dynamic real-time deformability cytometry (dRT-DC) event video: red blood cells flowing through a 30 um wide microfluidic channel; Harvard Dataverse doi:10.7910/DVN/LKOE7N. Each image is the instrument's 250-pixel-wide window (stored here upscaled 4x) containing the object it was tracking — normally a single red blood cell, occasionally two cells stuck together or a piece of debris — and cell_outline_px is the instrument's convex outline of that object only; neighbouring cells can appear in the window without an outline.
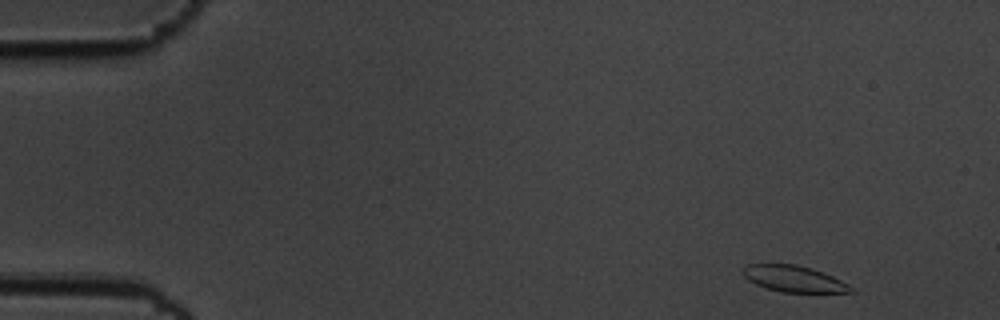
{"species": "common noctule bat (a hibernating species)", "species_latin": "Nyctalus noctula", "temperature_condition": "cold", "stored_images_in_passage": 54, "camera_frame_rate_fps": 3000, "um_per_image_px": 0.085, "animal": {"sex": "male", "body_mass_g": 19.5, "forearm_length_mm": 54.6}, "frame": {"image": 1, "passage_image": 1, "time_ms": 0.0, "image_size_px": [1000, 320], "cell_outline_px": [[856, 292], [780, 292], [756, 284], [748, 280], [744, 276], [744, 268], [748, 264], [796, 264], [812, 268], [832, 276], [856, 288]], "centroid_in_image_um": [67.52, 23.7], "position_along_channel_um": 17.5, "area_um2": 16.42}}
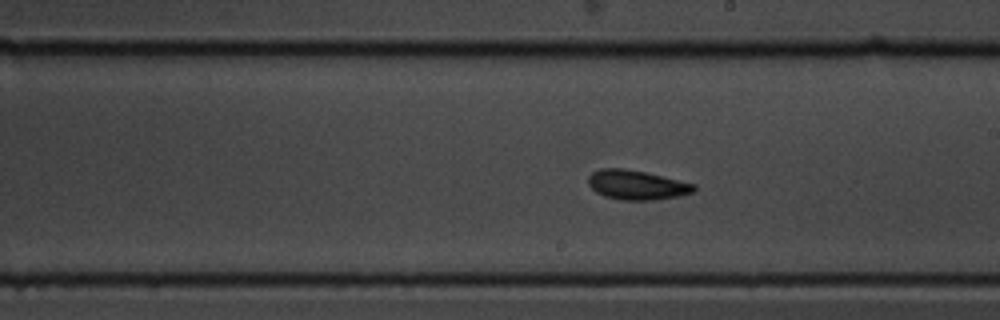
{"frame": {"image": 2, "passage_image": 29, "time_ms": 9.333, "image_size_px": [1000, 320], "cell_outline_px": [[696, 188], [692, 192], [680, 196], [656, 200], [620, 200], [604, 196], [596, 192], [588, 184], [588, 176], [592, 172], [600, 168], [624, 168], [644, 172], [696, 184]], "centroid_in_image_um": [54.1, 15.72], "position_along_channel_um": 234.9, "area_um2": 18.21}}
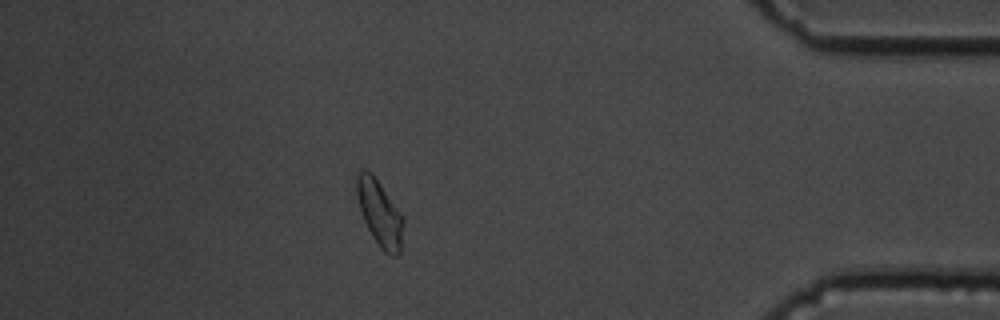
{"frame": {"image": 3, "passage_image": 47, "time_ms": 15.333, "image_size_px": [1000, 320], "cell_outline_px": [[404, 220], [400, 252], [396, 256], [392, 256], [384, 252], [380, 248], [372, 236], [364, 220], [360, 208], [356, 192], [356, 172], [364, 168], [372, 172]], "centroid_in_image_um": [32.25, 18.11], "position_along_channel_um": 403.0, "area_um2": 17.63}, "authors_computed_cell_mechanics": {"area_um2": 17.8602, "velocity_mm_per_s": 3.4481, "shape_relaxation_time_tau1_ms": 3.5998, "shape_relaxation_time_tau2_ms": 2.3234, "deformation_change_tau1": 0.095, "deformation_change_tau2": 0.0919}}